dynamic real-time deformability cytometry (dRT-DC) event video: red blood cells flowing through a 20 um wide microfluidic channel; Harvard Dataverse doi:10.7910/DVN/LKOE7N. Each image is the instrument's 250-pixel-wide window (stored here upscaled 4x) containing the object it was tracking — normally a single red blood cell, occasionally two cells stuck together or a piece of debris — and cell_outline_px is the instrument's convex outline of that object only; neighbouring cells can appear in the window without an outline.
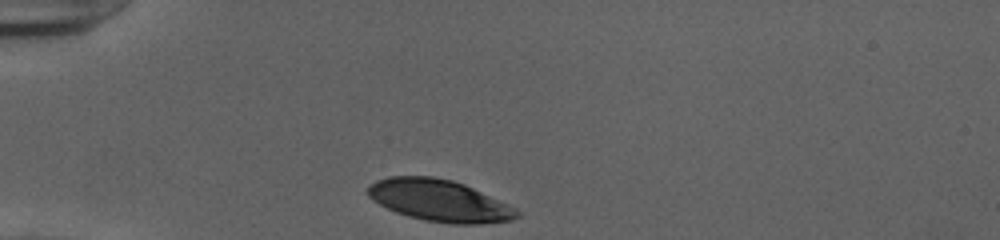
{"species": "human", "species_latin": "Homo sapiens", "temperature_condition": "cold", "stored_images_in_passage": 30, "camera_frame_rate_fps": 3000, "um_per_image_px": 0.085, "donor": {"sex": "female"}, "frame": {"image": 1, "passage_image": 1, "time_ms": 0.0, "image_size_px": [1000, 240], "cell_outline_px": [[520, 216], [512, 220], [480, 224], [452, 224], [424, 220], [408, 216], [396, 212], [372, 200], [368, 196], [368, 184], [376, 180], [388, 176], [432, 176], [452, 180], [464, 184], [508, 204], [516, 208], [520, 212]], "centroid_in_image_um": [37.34, 17.05], "position_along_channel_um": 47.7, "area_um2": 36.3}}
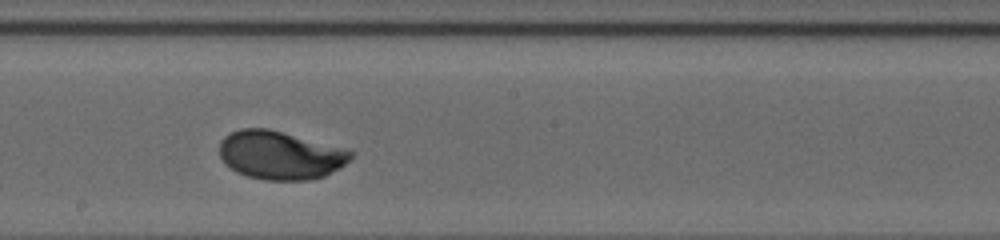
{"frame": {"image": 2, "passage_image": 17, "time_ms": 5.333, "image_size_px": [1000, 240], "cell_outline_px": [[352, 156], [340, 168], [324, 176], [308, 180], [264, 180], [248, 176], [236, 172], [224, 164], [220, 156], [220, 140], [224, 136], [240, 128], [268, 128], [340, 148], [352, 152]], "centroid_in_image_um": [23.74, 13.2], "position_along_channel_um": 224.5, "area_um2": 36.65}}
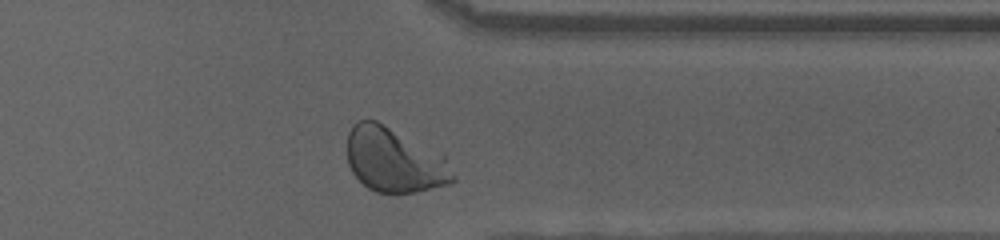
{"frame": {"image": 3, "passage_image": 29, "time_ms": 9.333, "image_size_px": [1000, 240], "cell_outline_px": [[456, 180], [452, 184], [416, 192], [376, 192], [368, 188], [352, 172], [348, 164], [348, 132], [360, 120], [376, 120], [388, 128], [456, 176]], "centroid_in_image_um": [33.3, 13.71], "position_along_channel_um": 378.1, "area_um2": 36.07}, "authors_computed_cell_mechanics": {"area_um2": 37.0498, "velocity_mm_per_s": 3.8718, "shape_relaxation_time_tau1_ms": 2.3395, "shape_relaxation_time_tau2_ms": null, "deformation_change_tau1": 0.1637, "deformation_change_tau2": null}}